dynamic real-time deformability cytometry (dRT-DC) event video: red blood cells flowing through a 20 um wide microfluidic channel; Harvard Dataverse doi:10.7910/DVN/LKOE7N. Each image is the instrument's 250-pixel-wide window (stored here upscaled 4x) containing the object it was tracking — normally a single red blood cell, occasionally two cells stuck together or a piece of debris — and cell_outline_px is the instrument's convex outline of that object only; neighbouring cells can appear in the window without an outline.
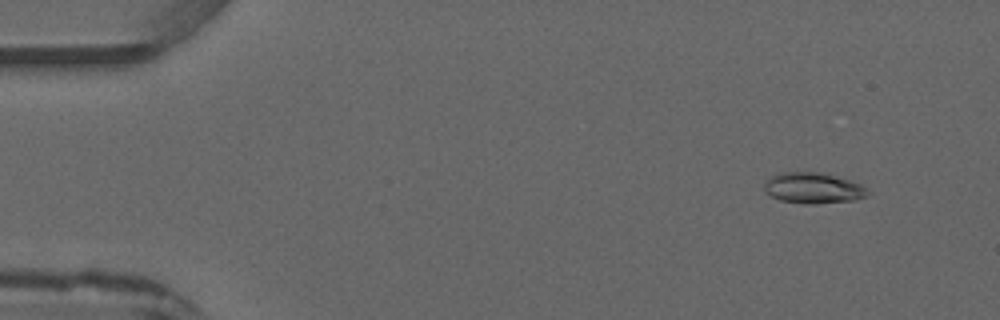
{"species": "common noctule bat (a hibernating species)", "species_latin": "Nyctalus noctula", "temperature_condition": "warm", "stored_images_in_passage": 4, "camera_frame_rate_fps": 3000, "um_per_image_px": 0.085, "animal": {"sex": "male", "forearm_length_mm": 52.5}, "frame": {"image": 1, "passage_image": 1, "time_ms": 0.0, "image_size_px": [1000, 320], "cell_outline_px": [[872, 192], [868, 196], [852, 200], [816, 204], [804, 204], [780, 200], [764, 192], [764, 184], [772, 176], [780, 172], [824, 172], [860, 184]], "centroid_in_image_um": [69.13, 15.98], "position_along_channel_um": 15.9, "area_um2": 18.67}}
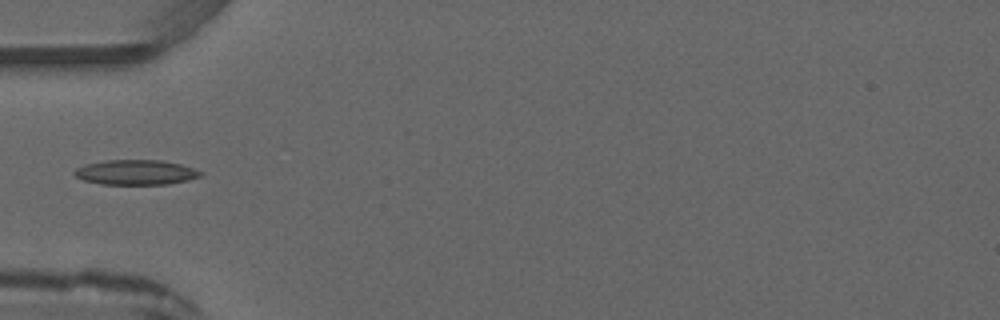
{"frame": {"image": 2, "passage_image": 3, "time_ms": 3.667, "image_size_px": [1000, 320], "cell_outline_px": [[204, 172], [200, 176], [188, 180], [168, 184], [100, 184], [84, 180], [76, 176], [72, 172], [76, 168], [88, 164], [108, 160], [160, 160], [180, 164]], "centroid_in_image_um": [11.55, 14.65], "position_along_channel_um": 73.4, "area_um2": 18.15}}
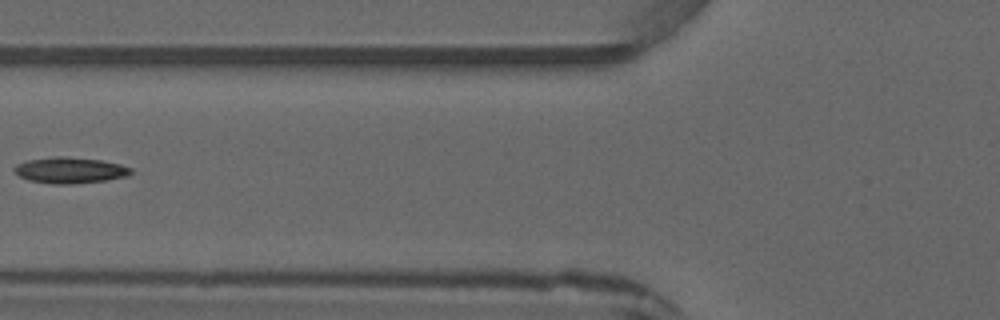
{"frame": {"image": 3, "passage_image": 4, "time_ms": 4.667, "image_size_px": [1000, 320], "cell_outline_px": [[132, 172], [128, 176], [104, 180], [72, 184], [52, 184], [28, 180], [20, 176], [12, 168], [16, 164], [28, 160], [56, 156], [64, 156], [104, 160], [120, 164], [132, 168]], "centroid_in_image_um": [5.95, 14.46], "position_along_channel_um": 119.8, "area_um2": 17.74}}